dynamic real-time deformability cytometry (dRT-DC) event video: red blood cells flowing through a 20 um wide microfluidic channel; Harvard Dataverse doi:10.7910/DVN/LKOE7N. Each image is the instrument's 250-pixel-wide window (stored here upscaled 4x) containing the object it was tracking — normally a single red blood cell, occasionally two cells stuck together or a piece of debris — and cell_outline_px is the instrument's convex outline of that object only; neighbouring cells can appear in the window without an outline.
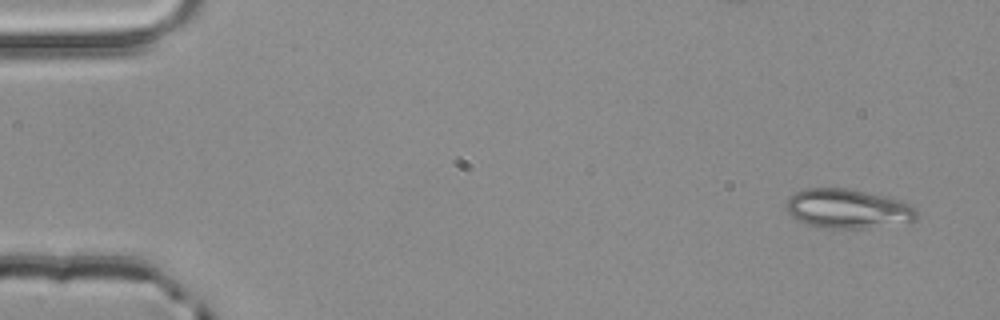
{"species": "common noctule bat (a hibernating species)", "species_latin": "Nyctalus noctula", "temperature_condition": "room temperature", "stored_images_in_passage": 3, "camera_frame_rate_fps": 3000, "um_per_image_px": 0.085, "animal": {"sex": "male", "body_mass_g": 20.4}, "frame": {"image": 1, "passage_image": 1, "time_ms": 0.0, "image_size_px": [1000, 320], "cell_outline_px": [[916, 220], [860, 228], [824, 228], [808, 224], [792, 216], [788, 212], [784, 204], [796, 192], [804, 188], [848, 188], [900, 200], [916, 208]], "centroid_in_image_um": [72.01, 17.72], "position_along_channel_um": 13.0, "area_um2": 29.3}}